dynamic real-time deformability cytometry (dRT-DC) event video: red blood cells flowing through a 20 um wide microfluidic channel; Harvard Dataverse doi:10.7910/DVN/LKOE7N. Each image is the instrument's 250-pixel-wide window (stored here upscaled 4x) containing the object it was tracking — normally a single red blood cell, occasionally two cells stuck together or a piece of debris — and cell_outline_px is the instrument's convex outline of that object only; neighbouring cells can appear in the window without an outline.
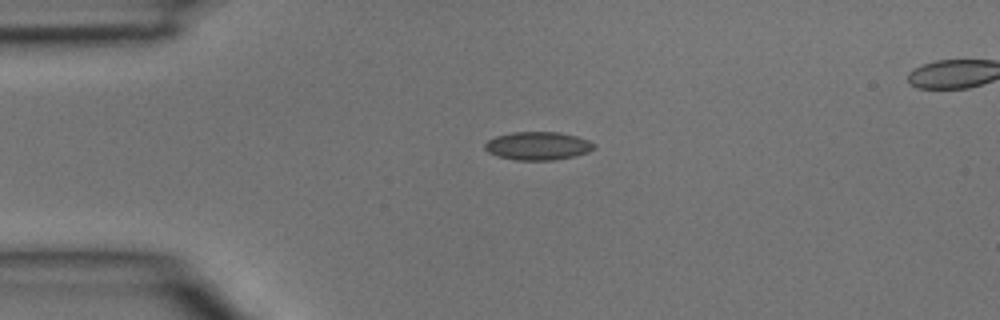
{"species": "common noctule bat (a hibernating species)", "species_latin": "Nyctalus noctula", "temperature_condition": "room temperature", "stored_images_in_passage": 3, "camera_frame_rate_fps": 3000, "um_per_image_px": 0.085, "animal": {"sex": "male", "body_mass_g": 15.6}, "frame": {"image": 1, "passage_image": 2, "time_ms": 0.333, "image_size_px": [1000, 320], "cell_outline_px": [[596, 148], [588, 152], [572, 156], [552, 160], [516, 160], [500, 156], [488, 152], [484, 148], [484, 144], [488, 140], [496, 136], [512, 132], [560, 132], [576, 136], [588, 140], [596, 144]], "centroid_in_image_um": [45.73, 12.39], "position_along_channel_um": 39.3, "area_um2": 17.86}}